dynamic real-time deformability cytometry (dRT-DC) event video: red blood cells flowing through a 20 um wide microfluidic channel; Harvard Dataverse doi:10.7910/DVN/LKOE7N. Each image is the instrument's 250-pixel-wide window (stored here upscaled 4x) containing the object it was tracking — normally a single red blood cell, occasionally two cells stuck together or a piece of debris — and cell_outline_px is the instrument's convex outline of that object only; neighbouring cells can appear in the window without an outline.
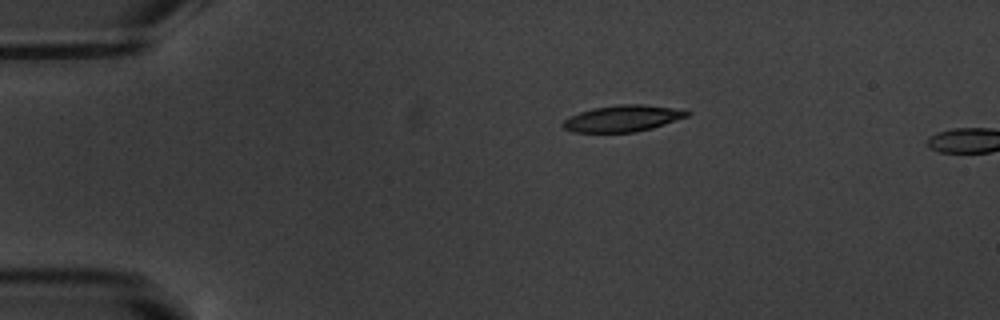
{"species": "common noctule bat (a hibernating species)", "species_latin": "Nyctalus noctula", "temperature_condition": "warm", "stored_images_in_passage": 2, "camera_frame_rate_fps": 3000, "um_per_image_px": 0.085, "animal": {"sex": "male", "body_mass_g": 20.1, "forearm_length_mm": 53.5}, "frame": {"image": 1, "passage_image": 1, "time_ms": 0.0, "image_size_px": [1000, 320], "cell_outline_px": [[692, 112], [688, 116], [652, 128], [636, 132], [572, 132], [564, 128], [560, 124], [564, 120], [580, 112], [592, 108], [620, 104], [644, 104], [672, 108]], "centroid_in_image_um": [52.91, 10.07], "position_along_channel_um": 32.1, "area_um2": 18.96}}